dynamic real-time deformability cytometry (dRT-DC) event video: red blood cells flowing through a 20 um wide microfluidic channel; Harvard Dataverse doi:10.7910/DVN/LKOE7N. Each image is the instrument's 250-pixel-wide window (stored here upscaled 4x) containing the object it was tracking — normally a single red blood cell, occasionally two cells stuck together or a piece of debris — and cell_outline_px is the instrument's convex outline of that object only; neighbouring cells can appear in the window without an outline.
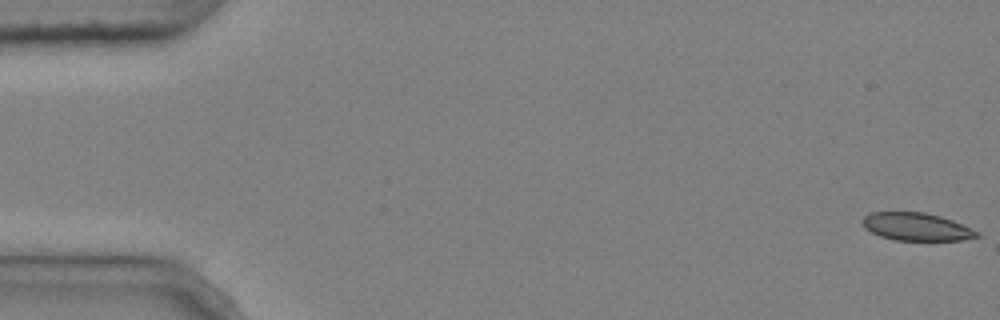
{"species": "common noctule bat (a hibernating species)", "species_latin": "Nyctalus noctula", "temperature_condition": "cold", "stored_images_in_passage": 6, "camera_frame_rate_fps": 3000, "um_per_image_px": 0.085, "animal": {"sex": "male", "body_mass_g": 20.4}, "frame": {"image": 1, "passage_image": 1, "time_ms": 0.0, "image_size_px": [1000, 320], "cell_outline_px": [[980, 236], [960, 240], [896, 240], [880, 236], [864, 228], [864, 216], [872, 212], [924, 212], [940, 216], [952, 220], [980, 232]], "centroid_in_image_um": [77.91, 19.27], "position_along_channel_um": 7.1, "area_um2": 18.32}}
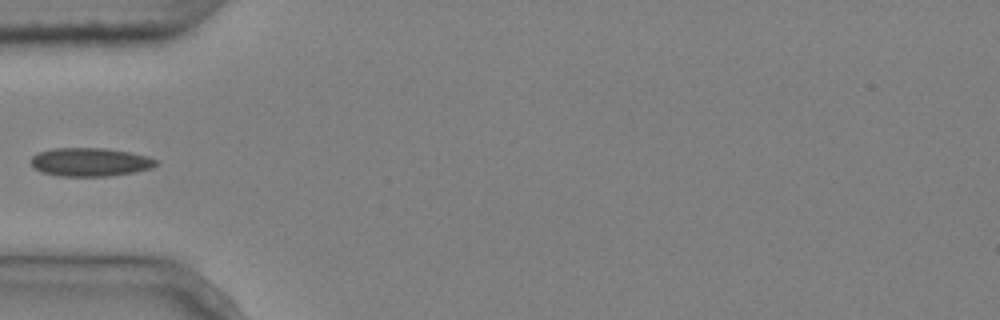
{"frame": {"image": 2, "passage_image": 5, "time_ms": 1.333, "image_size_px": [1000, 320], "cell_outline_px": [[160, 164], [152, 168], [136, 172], [108, 176], [60, 176], [40, 172], [32, 168], [28, 160], [36, 152], [52, 148], [104, 148], [128, 152], [148, 156], [156, 160]], "centroid_in_image_um": [7.61, 13.77], "position_along_channel_um": 77.4, "area_um2": 21.15}}